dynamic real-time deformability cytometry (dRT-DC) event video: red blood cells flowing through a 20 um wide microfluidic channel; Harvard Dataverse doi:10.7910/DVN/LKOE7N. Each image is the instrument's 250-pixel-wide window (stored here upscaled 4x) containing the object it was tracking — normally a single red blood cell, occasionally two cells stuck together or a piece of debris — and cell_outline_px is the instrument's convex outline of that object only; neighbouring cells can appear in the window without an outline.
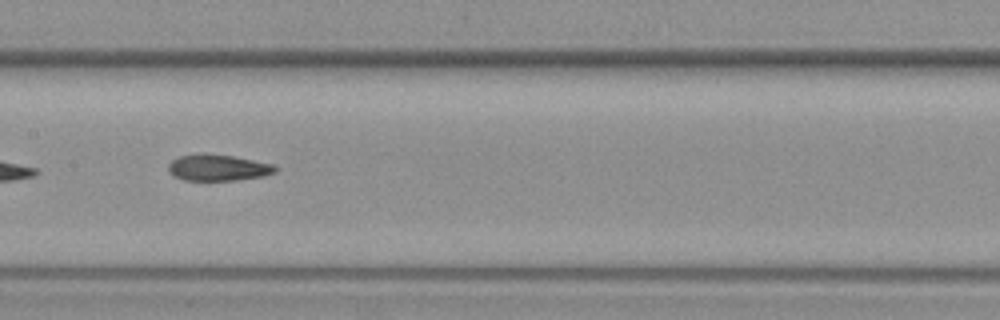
{"species": "common noctule bat (a hibernating species)", "species_latin": "Nyctalus noctula", "temperature_condition": "warm", "stored_images_in_passage": 12, "camera_frame_rate_fps": 3000, "um_per_image_px": 0.085, "animal": {"sex": "female", "body_mass_g": 19.3, "forearm_length_mm": 54.1}, "frame": {"image": 1, "passage_image": 4, "time_ms": 3.667, "image_size_px": [1000, 320], "cell_outline_px": [[276, 172], [264, 176], [236, 180], [184, 180], [172, 176], [168, 172], [168, 164], [172, 160], [180, 156], [232, 156], [272, 164], [276, 168]], "centroid_in_image_um": [18.52, 14.3], "position_along_channel_um": 188.9, "area_um2": 15.72}}
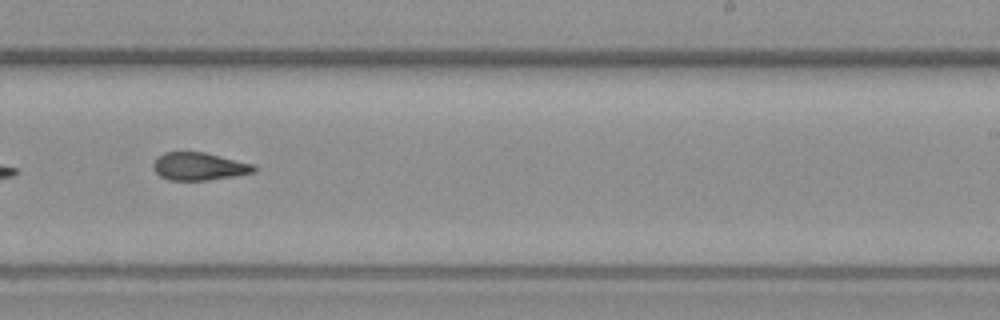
{"frame": {"image": 2, "passage_image": 6, "time_ms": 6.0, "image_size_px": [1000, 320], "cell_outline_px": [[256, 172], [236, 176], [208, 180], [168, 180], [160, 176], [152, 168], [152, 164], [164, 152], [204, 152], [256, 164]], "centroid_in_image_um": [16.96, 14.15], "position_along_channel_um": 272.0, "area_um2": 16.42}}
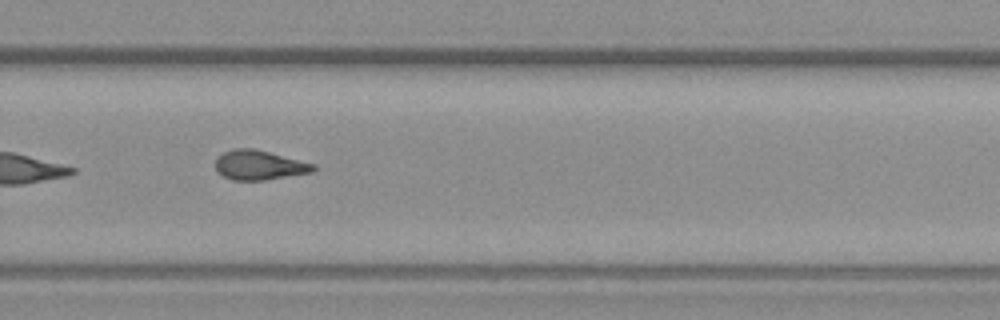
{"frame": {"image": 3, "passage_image": 7, "time_ms": 7.0, "image_size_px": [1000, 320], "cell_outline_px": [[316, 168], [312, 172], [264, 180], [232, 180], [224, 176], [216, 168], [216, 160], [224, 152], [236, 148], [252, 148], [316, 164]], "centroid_in_image_um": [22.06, 14.04], "position_along_channel_um": 307.7, "area_um2": 16.53}}